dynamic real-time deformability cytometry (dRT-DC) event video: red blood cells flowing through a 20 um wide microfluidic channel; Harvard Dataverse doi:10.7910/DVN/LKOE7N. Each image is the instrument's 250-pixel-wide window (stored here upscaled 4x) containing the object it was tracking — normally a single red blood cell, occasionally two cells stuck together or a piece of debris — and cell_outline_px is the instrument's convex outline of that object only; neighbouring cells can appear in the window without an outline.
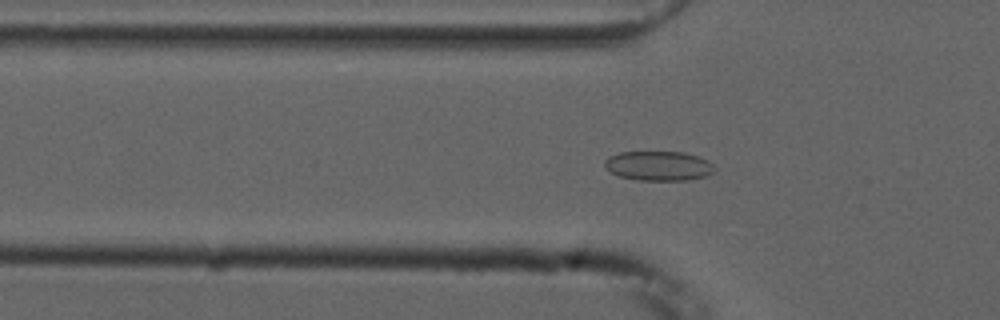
{"species": "common noctule bat (a hibernating species)", "species_latin": "Nyctalus noctula", "temperature_condition": "cold", "stored_images_in_passage": 54, "camera_frame_rate_fps": 3000, "um_per_image_px": 0.085, "animal": {"sex": "male", "forearm_length_mm": 52.5}, "frame": {"image": 1, "passage_image": 17, "time_ms": 5.333, "image_size_px": [1000, 320], "cell_outline_px": [[716, 168], [712, 172], [704, 176], [688, 180], [636, 180], [620, 176], [612, 172], [604, 164], [604, 160], [608, 156], [620, 152], [684, 152], [708, 160]], "centroid_in_image_um": [55.97, 14.09], "position_along_channel_um": 69.8, "area_um2": 18.79}}
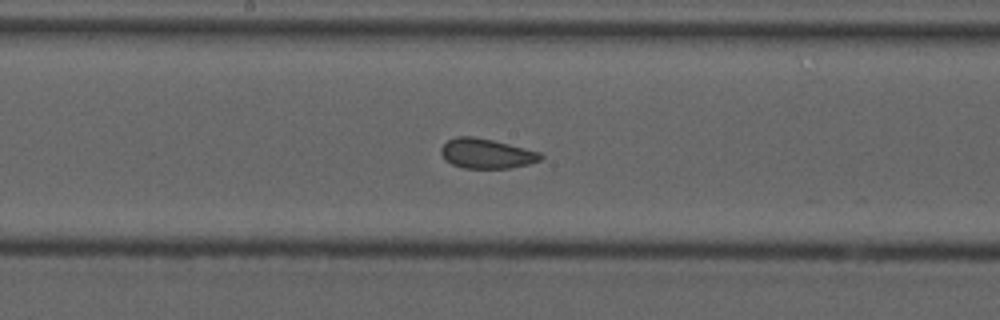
{"frame": {"image": 2, "passage_image": 28, "time_ms": 9.0, "image_size_px": [1000, 320], "cell_outline_px": [[544, 156], [540, 160], [528, 164], [508, 168], [464, 168], [452, 164], [444, 160], [440, 152], [440, 148], [448, 140], [456, 136], [472, 136], [492, 140], [540, 152]], "centroid_in_image_um": [41.31, 13.05], "position_along_channel_um": 206.9, "area_um2": 17.22}}
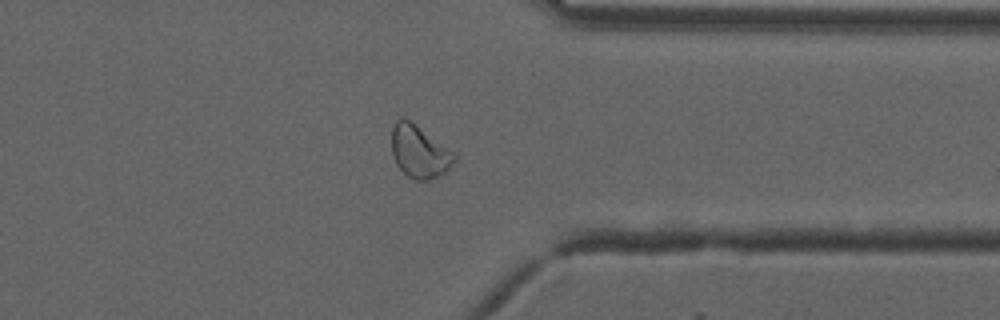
{"frame": {"image": 3, "passage_image": 42, "time_ms": 13.667, "image_size_px": [1000, 320], "cell_outline_px": [[456, 160], [440, 176], [428, 180], [416, 180], [408, 176], [396, 164], [392, 156], [392, 128], [396, 120], [400, 116], [404, 116], [456, 152]], "centroid_in_image_um": [35.65, 12.86], "position_along_channel_um": 375.8, "area_um2": 19.42}, "authors_computed_cell_mechanics": {"area_um2": 19.941, "velocity_mm_per_s": 3.7286, "shape_relaxation_time_tau1_ms": null, "shape_relaxation_time_tau2_ms": 1.4669, "deformation_change_tau1": null, "deformation_change_tau2": 0.0458}}